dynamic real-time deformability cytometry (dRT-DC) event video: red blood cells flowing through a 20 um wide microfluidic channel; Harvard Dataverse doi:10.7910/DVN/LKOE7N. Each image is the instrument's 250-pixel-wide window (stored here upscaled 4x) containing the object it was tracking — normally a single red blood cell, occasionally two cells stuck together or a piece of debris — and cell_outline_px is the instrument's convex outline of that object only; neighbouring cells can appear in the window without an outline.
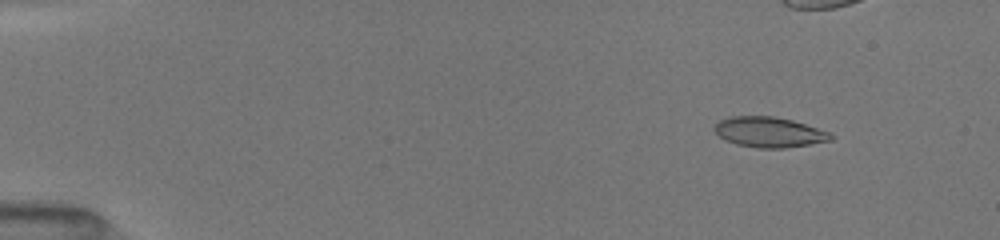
{"species": "common noctule bat (a hibernating species)", "species_latin": "Nyctalus noctula", "temperature_condition": "room temperature", "stored_images_in_passage": 7, "camera_frame_rate_fps": 3000, "um_per_image_px": 0.085, "animal": {"sex": "female", "body_mass_g": 19.5, "forearm_length_mm": 54.1}, "frame": {"image": 1, "passage_image": 2, "time_ms": 1.0, "image_size_px": [1000, 240], "cell_outline_px": [[836, 136], [832, 140], [784, 148], [756, 148], [736, 144], [724, 140], [712, 128], [720, 120], [732, 116], [772, 116], [792, 120], [832, 132]], "centroid_in_image_um": [65.4, 11.23], "position_along_channel_um": 19.6, "area_um2": 20.63}}
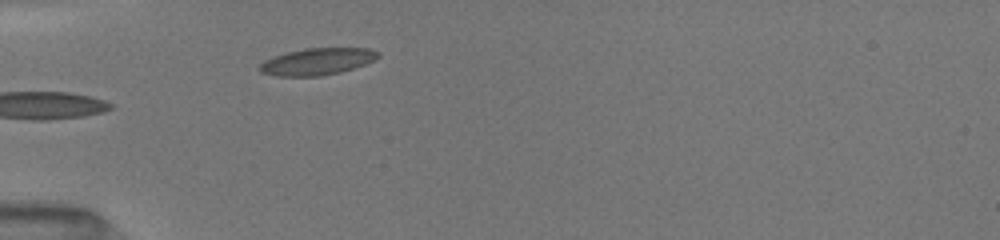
{"frame": {"image": 2, "passage_image": 7, "time_ms": 5.333, "image_size_px": [1000, 240], "cell_outline_px": [[380, 56], [376, 60], [340, 72], [320, 76], [276, 76], [260, 72], [256, 68], [264, 60], [272, 56], [304, 48], [368, 48], [380, 52]], "centroid_in_image_um": [26.94, 5.23], "position_along_channel_um": 58.1, "area_um2": 18.67}}